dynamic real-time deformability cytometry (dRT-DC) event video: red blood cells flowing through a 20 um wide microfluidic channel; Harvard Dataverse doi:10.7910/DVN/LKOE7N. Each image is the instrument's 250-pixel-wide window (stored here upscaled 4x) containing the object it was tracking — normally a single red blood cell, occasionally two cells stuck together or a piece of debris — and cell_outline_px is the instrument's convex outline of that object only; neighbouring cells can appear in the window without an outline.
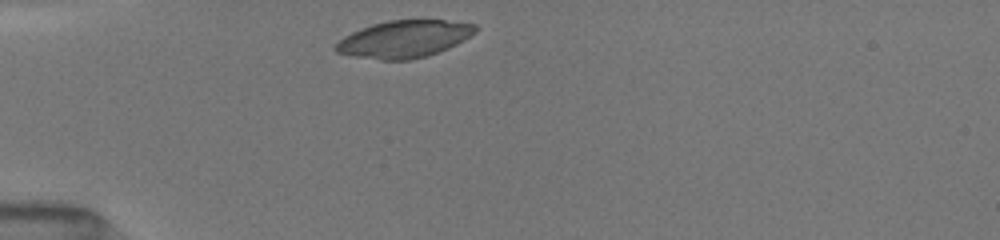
{"species": "common noctule bat (a hibernating species)", "species_latin": "Nyctalus noctula", "temperature_condition": "room temperature", "stored_images_in_passage": 13, "camera_frame_rate_fps": 3000, "um_per_image_px": 0.085, "animal": {"sex": "female", "body_mass_g": 19.5, "forearm_length_mm": 54.1}, "frame": {"image": 1, "passage_image": 1, "time_ms": 0.0, "image_size_px": [1000, 240], "cell_outline_px": [[476, 32], [456, 44], [448, 48], [428, 56], [412, 60], [380, 60], [352, 56], [336, 52], [332, 48], [344, 36], [352, 32], [372, 24], [388, 20], [444, 20], [476, 24]], "centroid_in_image_um": [34.33, 3.33], "position_along_channel_um": 50.7, "area_um2": 30.29}}
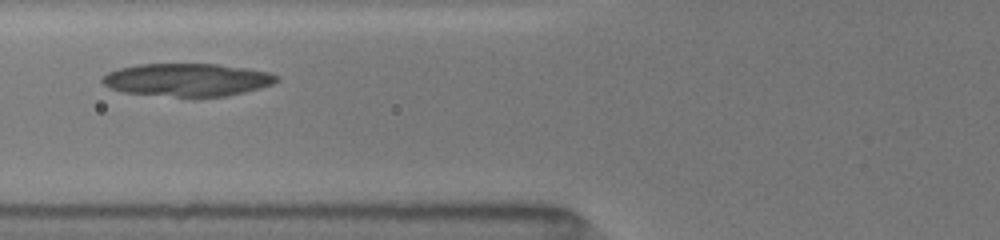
{"frame": {"image": 2, "passage_image": 6, "time_ms": 2.0, "image_size_px": [1000, 240], "cell_outline_px": [[280, 80], [272, 84], [260, 88], [244, 92], [224, 96], [176, 96], [124, 92], [108, 88], [100, 80], [108, 72], [120, 68], [136, 64], [220, 64], [268, 72], [280, 76]], "centroid_in_image_um": [15.92, 6.77], "position_along_channel_um": 109.9, "area_um2": 33.12}}
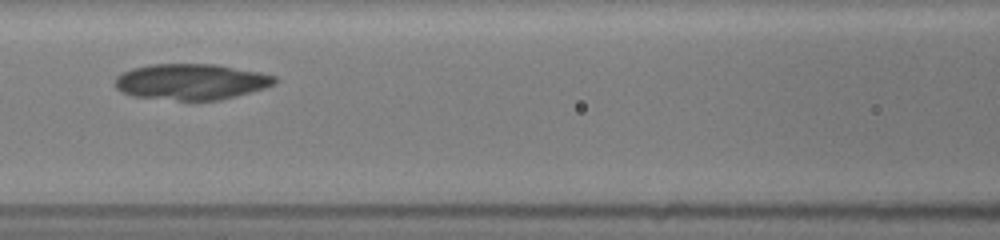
{"frame": {"image": 3, "passage_image": 8, "time_ms": 3.0, "image_size_px": [1000, 240], "cell_outline_px": [[280, 80], [276, 84], [264, 88], [236, 96], [220, 100], [176, 100], [132, 96], [120, 92], [116, 88], [116, 76], [132, 68], [152, 64], [216, 64], [260, 72], [276, 76]], "centroid_in_image_um": [16.28, 6.95], "position_along_channel_um": 150.3, "area_um2": 33.58}}